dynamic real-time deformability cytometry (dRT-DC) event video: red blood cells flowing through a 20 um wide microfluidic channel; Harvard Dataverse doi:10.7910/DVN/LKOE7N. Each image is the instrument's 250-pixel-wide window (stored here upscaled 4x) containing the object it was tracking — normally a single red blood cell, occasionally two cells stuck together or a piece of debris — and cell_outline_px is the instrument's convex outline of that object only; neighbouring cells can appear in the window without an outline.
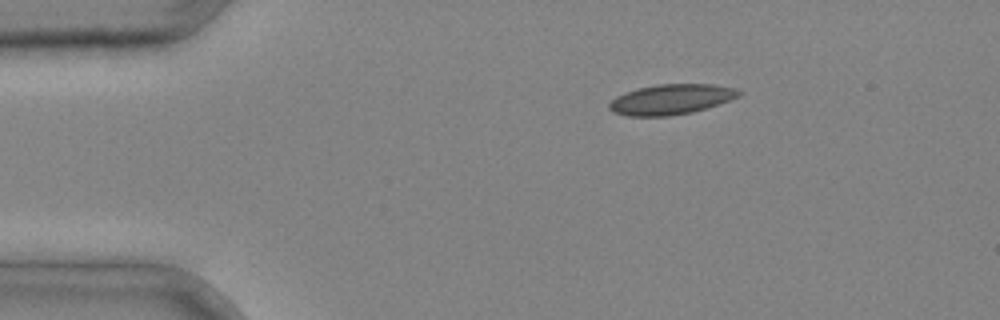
{"species": "common noctule bat (a hibernating species)", "species_latin": "Nyctalus noctula", "temperature_condition": "cold", "stored_images_in_passage": 5, "camera_frame_rate_fps": 3000, "um_per_image_px": 0.085, "animal": {"sex": "male", "body_mass_g": 20.4}, "frame": {"image": 1, "passage_image": 5, "time_ms": 1.333, "image_size_px": [1000, 320], "cell_outline_px": [[744, 92], [740, 96], [692, 112], [668, 116], [628, 116], [612, 112], [608, 108], [608, 104], [616, 96], [624, 92], [656, 84], [712, 84], [736, 88]], "centroid_in_image_um": [57.02, 8.44], "position_along_channel_um": 28.0, "area_um2": 22.77}}